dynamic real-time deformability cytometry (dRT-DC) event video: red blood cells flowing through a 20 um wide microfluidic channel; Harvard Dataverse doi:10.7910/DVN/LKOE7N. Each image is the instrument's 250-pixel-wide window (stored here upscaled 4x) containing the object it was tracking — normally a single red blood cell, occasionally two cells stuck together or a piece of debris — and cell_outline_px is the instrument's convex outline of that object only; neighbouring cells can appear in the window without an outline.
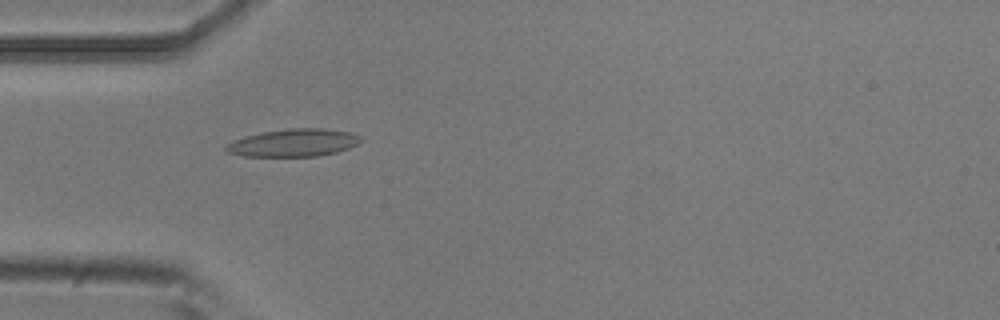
{"species": "common noctule bat (a hibernating species)", "species_latin": "Nyctalus noctula", "temperature_condition": "room temperature", "stored_images_in_passage": 2, "camera_frame_rate_fps": 3000, "um_per_image_px": 0.085, "animal": {"sex": "male", "body_mass_g": 20.5, "forearm_length_mm": 52.5}, "frame": {"image": 1, "passage_image": 1, "time_ms": 0.0, "image_size_px": [1000, 320], "cell_outline_px": [[364, 140], [348, 148], [336, 152], [316, 156], [244, 156], [228, 152], [224, 148], [232, 140], [244, 136], [264, 132], [288, 128], [324, 128], [348, 132], [360, 136]], "centroid_in_image_um": [24.95, 12.13], "position_along_channel_um": 60.1, "area_um2": 21.56}}
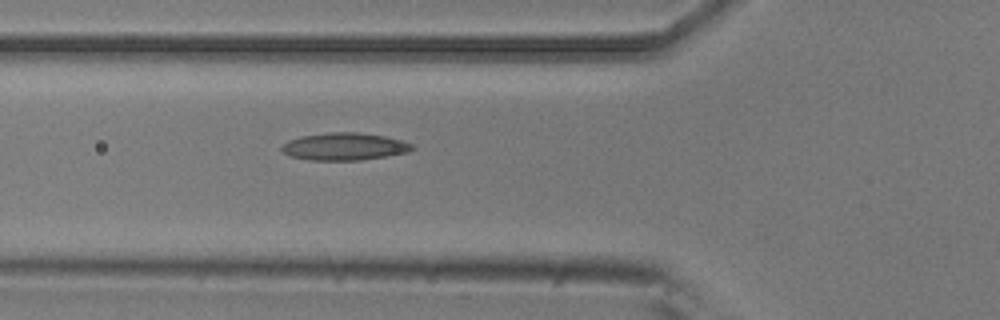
{"frame": {"image": 2, "passage_image": 2, "time_ms": 0.333, "image_size_px": [1000, 320], "cell_outline_px": [[416, 148], [408, 152], [388, 156], [360, 160], [308, 160], [288, 156], [280, 148], [288, 140], [300, 136], [332, 132], [360, 132], [384, 136], [400, 140], [412, 144]], "centroid_in_image_um": [29.27, 12.46], "position_along_channel_um": 96.5, "area_um2": 20.92}}